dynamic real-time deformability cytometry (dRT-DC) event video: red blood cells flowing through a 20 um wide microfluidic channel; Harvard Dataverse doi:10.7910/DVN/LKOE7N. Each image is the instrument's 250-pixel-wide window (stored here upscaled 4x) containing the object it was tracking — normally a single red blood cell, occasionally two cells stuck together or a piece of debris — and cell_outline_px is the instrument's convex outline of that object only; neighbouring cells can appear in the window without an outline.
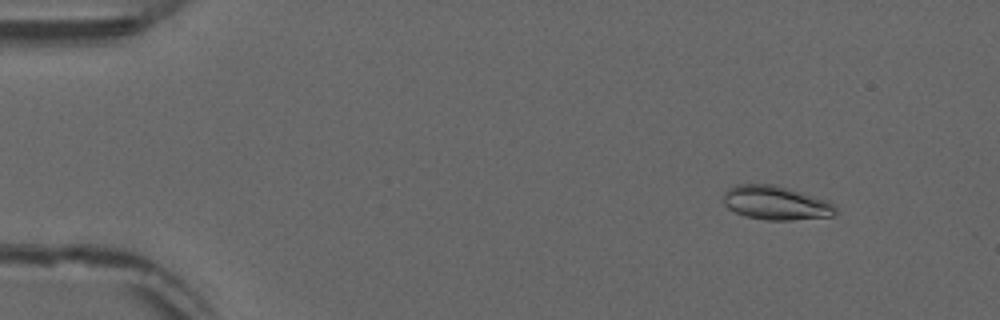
{"species": "common noctule bat (a hibernating species)", "species_latin": "Nyctalus noctula", "temperature_condition": "warm", "stored_images_in_passage": 53, "camera_frame_rate_fps": 3000, "um_per_image_px": 0.085, "animal": {"sex": "male", "forearm_length_mm": 52.5}, "frame": {"image": 1, "passage_image": 6, "time_ms": 1.667, "image_size_px": [1000, 320], "cell_outline_px": [[836, 212], [832, 216], [792, 220], [764, 220], [744, 216], [728, 208], [724, 204], [724, 192], [728, 188], [736, 184], [772, 184], [788, 188], [828, 200], [836, 204]], "centroid_in_image_um": [65.95, 17.24], "position_along_channel_um": 19.0, "area_um2": 22.31}}
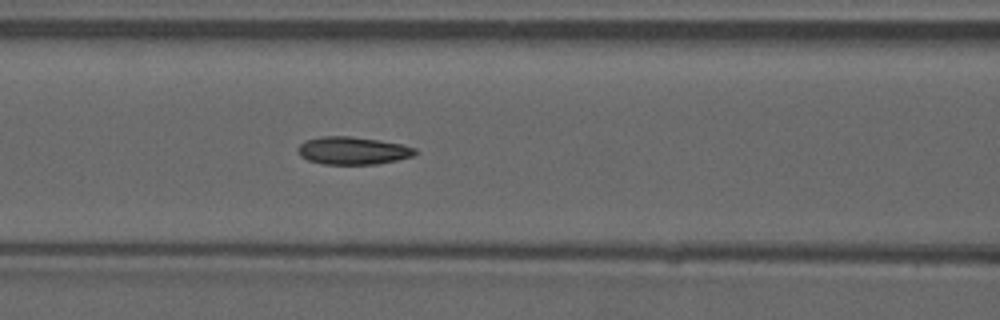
{"frame": {"image": 2, "passage_image": 23, "time_ms": 7.333, "image_size_px": [1000, 320], "cell_outline_px": [[416, 156], [376, 164], [324, 164], [308, 160], [300, 156], [296, 152], [296, 148], [304, 140], [320, 136], [348, 136], [380, 140], [400, 144], [416, 148]], "centroid_in_image_um": [29.95, 12.8], "position_along_channel_um": 136.6, "area_um2": 19.07}}
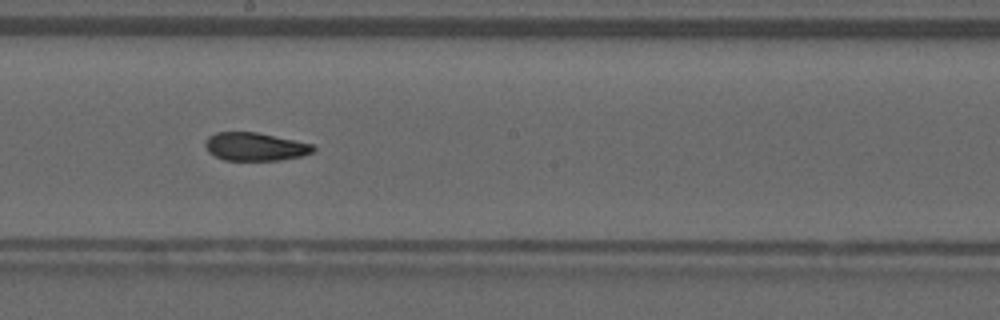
{"frame": {"image": 3, "passage_image": 30, "time_ms": 9.667, "image_size_px": [1000, 320], "cell_outline_px": [[316, 148], [312, 152], [300, 156], [280, 160], [224, 160], [208, 152], [204, 144], [204, 140], [208, 136], [216, 132], [256, 132], [312, 144]], "centroid_in_image_um": [21.63, 12.46], "position_along_channel_um": 226.6, "area_um2": 17.63}, "authors_computed_cell_mechanics": {"area_um2": 18.6116, "velocity_mm_per_s": 3.8657, "shape_relaxation_time_tau1_ms": null, "shape_relaxation_time_tau2_ms": 1.7891, "deformation_change_tau1": null, "deformation_change_tau2": 0.0729}}